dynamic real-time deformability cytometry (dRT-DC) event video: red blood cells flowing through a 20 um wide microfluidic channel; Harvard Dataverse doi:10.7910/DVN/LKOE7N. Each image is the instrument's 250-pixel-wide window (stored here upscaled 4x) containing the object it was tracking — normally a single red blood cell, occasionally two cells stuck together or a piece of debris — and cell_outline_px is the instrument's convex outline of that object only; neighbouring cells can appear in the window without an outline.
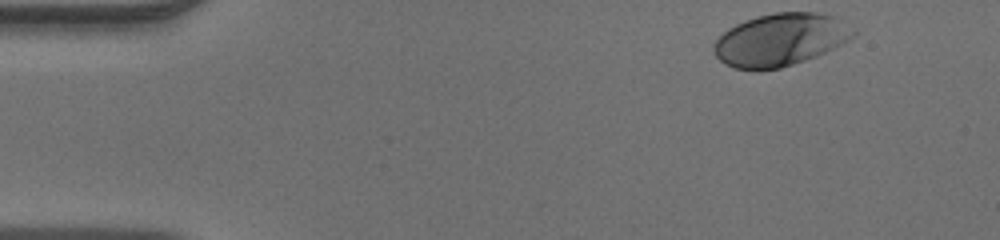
{"species": "human", "species_latin": "Homo sapiens", "temperature_condition": "warm", "stored_images_in_passage": 37, "camera_frame_rate_fps": 3000, "um_per_image_px": 0.085, "donor": {"sex": "male"}, "frame": {"image": 1, "passage_image": 1, "time_ms": 0.0, "image_size_px": [1000, 240], "cell_outline_px": [[856, 32], [848, 40], [816, 56], [780, 68], [732, 68], [724, 64], [712, 52], [712, 44], [728, 28], [744, 20], [756, 16], [776, 12], [816, 12], [836, 16]], "centroid_in_image_um": [66.28, 3.35], "position_along_channel_um": 18.7, "area_um2": 42.25}}
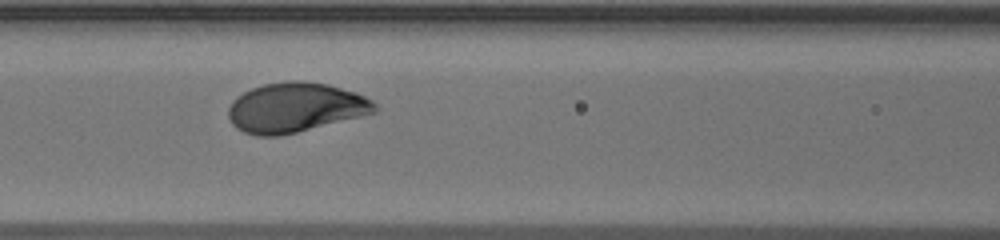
{"frame": {"image": 2, "passage_image": 17, "time_ms": 5.333, "image_size_px": [1000, 240], "cell_outline_px": [[380, 108], [376, 112], [280, 136], [256, 136], [244, 132], [236, 128], [232, 124], [228, 116], [228, 108], [232, 100], [236, 96], [252, 88], [264, 84], [288, 80], [304, 80], [328, 84], [356, 92], [372, 100]], "centroid_in_image_um": [25.08, 9.13], "position_along_channel_um": 141.5, "area_um2": 42.48}}
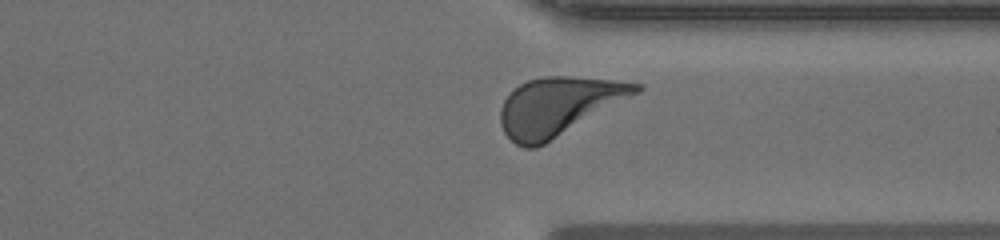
{"frame": {"image": 3, "passage_image": 33, "time_ms": 10.667, "image_size_px": [1000, 240], "cell_outline_px": [[644, 88], [640, 92], [544, 144], [536, 148], [524, 148], [516, 144], [504, 132], [500, 124], [500, 108], [504, 100], [520, 84], [528, 80], [544, 76], [572, 76], [616, 80], [640, 84]], "centroid_in_image_um": [47.46, 9.02], "position_along_channel_um": 363.9, "area_um2": 45.55}}